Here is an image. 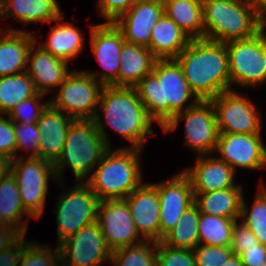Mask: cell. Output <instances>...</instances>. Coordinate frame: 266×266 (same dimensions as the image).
<instances>
[{"label":"cell","mask_w":266,"mask_h":266,"mask_svg":"<svg viewBox=\"0 0 266 266\" xmlns=\"http://www.w3.org/2000/svg\"><path fill=\"white\" fill-rule=\"evenodd\" d=\"M33 32L8 28L0 34V77L26 72Z\"/></svg>","instance_id":"603a6c76"},{"label":"cell","mask_w":266,"mask_h":266,"mask_svg":"<svg viewBox=\"0 0 266 266\" xmlns=\"http://www.w3.org/2000/svg\"><path fill=\"white\" fill-rule=\"evenodd\" d=\"M99 112H103L104 119ZM94 121L108 148L111 144L106 125L130 143L128 148L142 149L145 137L154 133V121L140 101L135 87L105 86Z\"/></svg>","instance_id":"7a4b0ae2"},{"label":"cell","mask_w":266,"mask_h":266,"mask_svg":"<svg viewBox=\"0 0 266 266\" xmlns=\"http://www.w3.org/2000/svg\"><path fill=\"white\" fill-rule=\"evenodd\" d=\"M157 266H197L193 250L173 248L162 241L156 247Z\"/></svg>","instance_id":"74e56055"},{"label":"cell","mask_w":266,"mask_h":266,"mask_svg":"<svg viewBox=\"0 0 266 266\" xmlns=\"http://www.w3.org/2000/svg\"><path fill=\"white\" fill-rule=\"evenodd\" d=\"M134 4L135 0H98L97 5L99 15L103 16L106 22H115Z\"/></svg>","instance_id":"7bdbcfd3"},{"label":"cell","mask_w":266,"mask_h":266,"mask_svg":"<svg viewBox=\"0 0 266 266\" xmlns=\"http://www.w3.org/2000/svg\"><path fill=\"white\" fill-rule=\"evenodd\" d=\"M45 94L38 93L35 97H31L22 100L7 115L14 123L23 124H33L38 121L43 110L49 104V99L47 102H42V97ZM41 99V100H40Z\"/></svg>","instance_id":"8d00e7d4"},{"label":"cell","mask_w":266,"mask_h":266,"mask_svg":"<svg viewBox=\"0 0 266 266\" xmlns=\"http://www.w3.org/2000/svg\"><path fill=\"white\" fill-rule=\"evenodd\" d=\"M85 38L72 23H57L49 32L48 40L39 46L51 55L69 63L78 57Z\"/></svg>","instance_id":"f1b7e54d"},{"label":"cell","mask_w":266,"mask_h":266,"mask_svg":"<svg viewBox=\"0 0 266 266\" xmlns=\"http://www.w3.org/2000/svg\"><path fill=\"white\" fill-rule=\"evenodd\" d=\"M97 222L111 251L144 241L125 199L99 201Z\"/></svg>","instance_id":"9a60e30c"},{"label":"cell","mask_w":266,"mask_h":266,"mask_svg":"<svg viewBox=\"0 0 266 266\" xmlns=\"http://www.w3.org/2000/svg\"><path fill=\"white\" fill-rule=\"evenodd\" d=\"M108 149L94 120H74L68 130L61 156L54 163L57 179L70 166L76 180L85 182Z\"/></svg>","instance_id":"8992f818"},{"label":"cell","mask_w":266,"mask_h":266,"mask_svg":"<svg viewBox=\"0 0 266 266\" xmlns=\"http://www.w3.org/2000/svg\"><path fill=\"white\" fill-rule=\"evenodd\" d=\"M261 134L219 132L215 152L236 172L237 168L266 169V146Z\"/></svg>","instance_id":"2e32d148"},{"label":"cell","mask_w":266,"mask_h":266,"mask_svg":"<svg viewBox=\"0 0 266 266\" xmlns=\"http://www.w3.org/2000/svg\"><path fill=\"white\" fill-rule=\"evenodd\" d=\"M0 155L7 161L16 158L14 122L2 115H0Z\"/></svg>","instance_id":"60d3db41"},{"label":"cell","mask_w":266,"mask_h":266,"mask_svg":"<svg viewBox=\"0 0 266 266\" xmlns=\"http://www.w3.org/2000/svg\"><path fill=\"white\" fill-rule=\"evenodd\" d=\"M236 220L232 228V239L230 248L235 255H240L242 252L247 251L248 248L260 244L252 231L246 227L242 222L238 224Z\"/></svg>","instance_id":"b9f144b4"},{"label":"cell","mask_w":266,"mask_h":266,"mask_svg":"<svg viewBox=\"0 0 266 266\" xmlns=\"http://www.w3.org/2000/svg\"><path fill=\"white\" fill-rule=\"evenodd\" d=\"M104 87L86 71H71L49 103L75 120H94Z\"/></svg>","instance_id":"52a82bcc"},{"label":"cell","mask_w":266,"mask_h":266,"mask_svg":"<svg viewBox=\"0 0 266 266\" xmlns=\"http://www.w3.org/2000/svg\"><path fill=\"white\" fill-rule=\"evenodd\" d=\"M22 234L15 228L7 225H0V252L13 245Z\"/></svg>","instance_id":"bcb514c9"},{"label":"cell","mask_w":266,"mask_h":266,"mask_svg":"<svg viewBox=\"0 0 266 266\" xmlns=\"http://www.w3.org/2000/svg\"><path fill=\"white\" fill-rule=\"evenodd\" d=\"M149 117L161 129L179 112L200 100L191 91L176 59H156L151 73L135 86ZM193 99L187 105L189 99Z\"/></svg>","instance_id":"6da1fadb"},{"label":"cell","mask_w":266,"mask_h":266,"mask_svg":"<svg viewBox=\"0 0 266 266\" xmlns=\"http://www.w3.org/2000/svg\"><path fill=\"white\" fill-rule=\"evenodd\" d=\"M204 39L227 43L247 39L266 23L255 13L250 0H202Z\"/></svg>","instance_id":"5b68a950"},{"label":"cell","mask_w":266,"mask_h":266,"mask_svg":"<svg viewBox=\"0 0 266 266\" xmlns=\"http://www.w3.org/2000/svg\"><path fill=\"white\" fill-rule=\"evenodd\" d=\"M125 200L140 236L144 240L160 242V203L157 187L153 183L144 182Z\"/></svg>","instance_id":"ac0fdd59"},{"label":"cell","mask_w":266,"mask_h":266,"mask_svg":"<svg viewBox=\"0 0 266 266\" xmlns=\"http://www.w3.org/2000/svg\"><path fill=\"white\" fill-rule=\"evenodd\" d=\"M197 266H222L233 255L230 246H208L199 244L194 250Z\"/></svg>","instance_id":"ab89813d"},{"label":"cell","mask_w":266,"mask_h":266,"mask_svg":"<svg viewBox=\"0 0 266 266\" xmlns=\"http://www.w3.org/2000/svg\"><path fill=\"white\" fill-rule=\"evenodd\" d=\"M163 14V0L138 1L113 23L126 42L148 47L152 28Z\"/></svg>","instance_id":"d6986e66"},{"label":"cell","mask_w":266,"mask_h":266,"mask_svg":"<svg viewBox=\"0 0 266 266\" xmlns=\"http://www.w3.org/2000/svg\"><path fill=\"white\" fill-rule=\"evenodd\" d=\"M56 203L57 244L97 221L99 199L85 182H78L61 193Z\"/></svg>","instance_id":"8fae6325"},{"label":"cell","mask_w":266,"mask_h":266,"mask_svg":"<svg viewBox=\"0 0 266 266\" xmlns=\"http://www.w3.org/2000/svg\"><path fill=\"white\" fill-rule=\"evenodd\" d=\"M90 33L93 54L106 71L102 70L98 74L93 71L86 72L104 86L118 87L120 54L125 42L121 30L113 22H104L90 26Z\"/></svg>","instance_id":"5bb4252c"},{"label":"cell","mask_w":266,"mask_h":266,"mask_svg":"<svg viewBox=\"0 0 266 266\" xmlns=\"http://www.w3.org/2000/svg\"><path fill=\"white\" fill-rule=\"evenodd\" d=\"M157 187L160 203V241L173 229L186 209L195 202L190 179L183 173L164 182L153 183Z\"/></svg>","instance_id":"e0dca14e"},{"label":"cell","mask_w":266,"mask_h":266,"mask_svg":"<svg viewBox=\"0 0 266 266\" xmlns=\"http://www.w3.org/2000/svg\"><path fill=\"white\" fill-rule=\"evenodd\" d=\"M182 172L190 179L194 193L229 189L237 185V172L217 156L210 154L199 155L195 165Z\"/></svg>","instance_id":"ffe728a7"},{"label":"cell","mask_w":266,"mask_h":266,"mask_svg":"<svg viewBox=\"0 0 266 266\" xmlns=\"http://www.w3.org/2000/svg\"><path fill=\"white\" fill-rule=\"evenodd\" d=\"M194 195V203L199 212L233 220L240 219L244 196L242 185L237 184L234 188L194 193Z\"/></svg>","instance_id":"4316f807"},{"label":"cell","mask_w":266,"mask_h":266,"mask_svg":"<svg viewBox=\"0 0 266 266\" xmlns=\"http://www.w3.org/2000/svg\"><path fill=\"white\" fill-rule=\"evenodd\" d=\"M258 189L251 209H248L243 196L240 220L252 231L259 243L266 245V185L262 182Z\"/></svg>","instance_id":"e575fe53"},{"label":"cell","mask_w":266,"mask_h":266,"mask_svg":"<svg viewBox=\"0 0 266 266\" xmlns=\"http://www.w3.org/2000/svg\"><path fill=\"white\" fill-rule=\"evenodd\" d=\"M157 242L144 240L141 243L112 251L110 263L114 266H157Z\"/></svg>","instance_id":"836d02e7"},{"label":"cell","mask_w":266,"mask_h":266,"mask_svg":"<svg viewBox=\"0 0 266 266\" xmlns=\"http://www.w3.org/2000/svg\"><path fill=\"white\" fill-rule=\"evenodd\" d=\"M236 220L199 212V244L230 246L232 228ZM204 242V243H202Z\"/></svg>","instance_id":"d6a6232c"},{"label":"cell","mask_w":266,"mask_h":266,"mask_svg":"<svg viewBox=\"0 0 266 266\" xmlns=\"http://www.w3.org/2000/svg\"><path fill=\"white\" fill-rule=\"evenodd\" d=\"M19 266H61L59 245L53 250L47 244L44 246L36 241L28 242L23 247Z\"/></svg>","instance_id":"d590c367"},{"label":"cell","mask_w":266,"mask_h":266,"mask_svg":"<svg viewBox=\"0 0 266 266\" xmlns=\"http://www.w3.org/2000/svg\"><path fill=\"white\" fill-rule=\"evenodd\" d=\"M239 257L243 266H261L266 261V245L255 244L247 251L242 252Z\"/></svg>","instance_id":"f6af8a7d"},{"label":"cell","mask_w":266,"mask_h":266,"mask_svg":"<svg viewBox=\"0 0 266 266\" xmlns=\"http://www.w3.org/2000/svg\"><path fill=\"white\" fill-rule=\"evenodd\" d=\"M191 91L200 101H210L231 90L228 53L225 44L191 39L175 58Z\"/></svg>","instance_id":"3957f363"},{"label":"cell","mask_w":266,"mask_h":266,"mask_svg":"<svg viewBox=\"0 0 266 266\" xmlns=\"http://www.w3.org/2000/svg\"><path fill=\"white\" fill-rule=\"evenodd\" d=\"M184 120L185 145L199 155H208L216 150L219 130L211 101H199L192 107L177 113L163 128V132L175 131Z\"/></svg>","instance_id":"30bf717a"},{"label":"cell","mask_w":266,"mask_h":266,"mask_svg":"<svg viewBox=\"0 0 266 266\" xmlns=\"http://www.w3.org/2000/svg\"><path fill=\"white\" fill-rule=\"evenodd\" d=\"M37 42L35 37V42L28 52L26 72L34 82L36 90L47 95L53 91L52 88L55 89L63 83L69 73V63L36 46Z\"/></svg>","instance_id":"44dd1931"},{"label":"cell","mask_w":266,"mask_h":266,"mask_svg":"<svg viewBox=\"0 0 266 266\" xmlns=\"http://www.w3.org/2000/svg\"><path fill=\"white\" fill-rule=\"evenodd\" d=\"M15 177L25 210L35 219L43 214L48 193L49 178L58 180L54 164L42 158L21 154L9 161L8 169Z\"/></svg>","instance_id":"9c48e42d"},{"label":"cell","mask_w":266,"mask_h":266,"mask_svg":"<svg viewBox=\"0 0 266 266\" xmlns=\"http://www.w3.org/2000/svg\"><path fill=\"white\" fill-rule=\"evenodd\" d=\"M39 92L27 72L0 77V115H8L22 100Z\"/></svg>","instance_id":"4dcf8cb0"},{"label":"cell","mask_w":266,"mask_h":266,"mask_svg":"<svg viewBox=\"0 0 266 266\" xmlns=\"http://www.w3.org/2000/svg\"><path fill=\"white\" fill-rule=\"evenodd\" d=\"M59 248L61 266H101L110 263L112 255L97 221L66 238Z\"/></svg>","instance_id":"4fadbf2b"},{"label":"cell","mask_w":266,"mask_h":266,"mask_svg":"<svg viewBox=\"0 0 266 266\" xmlns=\"http://www.w3.org/2000/svg\"><path fill=\"white\" fill-rule=\"evenodd\" d=\"M73 119L54 108L50 103L36 122L41 134L39 140V158L53 164L61 156L68 130Z\"/></svg>","instance_id":"7402d4cb"},{"label":"cell","mask_w":266,"mask_h":266,"mask_svg":"<svg viewBox=\"0 0 266 266\" xmlns=\"http://www.w3.org/2000/svg\"><path fill=\"white\" fill-rule=\"evenodd\" d=\"M266 25L254 36L225 43L232 85L256 87L266 82Z\"/></svg>","instance_id":"ba28073f"},{"label":"cell","mask_w":266,"mask_h":266,"mask_svg":"<svg viewBox=\"0 0 266 266\" xmlns=\"http://www.w3.org/2000/svg\"><path fill=\"white\" fill-rule=\"evenodd\" d=\"M255 13L266 23V0H250Z\"/></svg>","instance_id":"7dc6e473"},{"label":"cell","mask_w":266,"mask_h":266,"mask_svg":"<svg viewBox=\"0 0 266 266\" xmlns=\"http://www.w3.org/2000/svg\"><path fill=\"white\" fill-rule=\"evenodd\" d=\"M190 40L188 35L164 13L152 28L147 48L156 59H175Z\"/></svg>","instance_id":"d4e9b609"},{"label":"cell","mask_w":266,"mask_h":266,"mask_svg":"<svg viewBox=\"0 0 266 266\" xmlns=\"http://www.w3.org/2000/svg\"><path fill=\"white\" fill-rule=\"evenodd\" d=\"M164 13L190 39H204L202 0H163Z\"/></svg>","instance_id":"f546056e"},{"label":"cell","mask_w":266,"mask_h":266,"mask_svg":"<svg viewBox=\"0 0 266 266\" xmlns=\"http://www.w3.org/2000/svg\"><path fill=\"white\" fill-rule=\"evenodd\" d=\"M23 214L32 217L22 204L14 175L7 170L0 178V225L11 226L25 235L29 227V218L23 221Z\"/></svg>","instance_id":"83f0119b"},{"label":"cell","mask_w":266,"mask_h":266,"mask_svg":"<svg viewBox=\"0 0 266 266\" xmlns=\"http://www.w3.org/2000/svg\"><path fill=\"white\" fill-rule=\"evenodd\" d=\"M9 169V161L3 158L0 155V178L7 172Z\"/></svg>","instance_id":"681fc988"},{"label":"cell","mask_w":266,"mask_h":266,"mask_svg":"<svg viewBox=\"0 0 266 266\" xmlns=\"http://www.w3.org/2000/svg\"><path fill=\"white\" fill-rule=\"evenodd\" d=\"M199 209L194 203L184 211L176 226L162 239L173 248L194 250L199 245Z\"/></svg>","instance_id":"1f68e13d"},{"label":"cell","mask_w":266,"mask_h":266,"mask_svg":"<svg viewBox=\"0 0 266 266\" xmlns=\"http://www.w3.org/2000/svg\"><path fill=\"white\" fill-rule=\"evenodd\" d=\"M142 149L108 148L85 181L100 201L125 199L143 183L139 156Z\"/></svg>","instance_id":"277c9868"},{"label":"cell","mask_w":266,"mask_h":266,"mask_svg":"<svg viewBox=\"0 0 266 266\" xmlns=\"http://www.w3.org/2000/svg\"><path fill=\"white\" fill-rule=\"evenodd\" d=\"M222 266H243L241 258L238 255H233L226 263Z\"/></svg>","instance_id":"c3c4849f"},{"label":"cell","mask_w":266,"mask_h":266,"mask_svg":"<svg viewBox=\"0 0 266 266\" xmlns=\"http://www.w3.org/2000/svg\"><path fill=\"white\" fill-rule=\"evenodd\" d=\"M22 235L8 249L0 252V266H18L22 257L23 247L29 242Z\"/></svg>","instance_id":"ee69618b"},{"label":"cell","mask_w":266,"mask_h":266,"mask_svg":"<svg viewBox=\"0 0 266 266\" xmlns=\"http://www.w3.org/2000/svg\"><path fill=\"white\" fill-rule=\"evenodd\" d=\"M120 56L118 87H135L143 77L152 72L156 61L147 47L126 41Z\"/></svg>","instance_id":"484cf974"},{"label":"cell","mask_w":266,"mask_h":266,"mask_svg":"<svg viewBox=\"0 0 266 266\" xmlns=\"http://www.w3.org/2000/svg\"><path fill=\"white\" fill-rule=\"evenodd\" d=\"M138 1H152V0H135V2H138Z\"/></svg>","instance_id":"f907efd6"},{"label":"cell","mask_w":266,"mask_h":266,"mask_svg":"<svg viewBox=\"0 0 266 266\" xmlns=\"http://www.w3.org/2000/svg\"><path fill=\"white\" fill-rule=\"evenodd\" d=\"M210 101L215 110L219 132L261 134V119L250 98L229 90Z\"/></svg>","instance_id":"7c38bea8"},{"label":"cell","mask_w":266,"mask_h":266,"mask_svg":"<svg viewBox=\"0 0 266 266\" xmlns=\"http://www.w3.org/2000/svg\"><path fill=\"white\" fill-rule=\"evenodd\" d=\"M0 18H12L24 25L63 19L57 0H0Z\"/></svg>","instance_id":"cb8c5ba5"},{"label":"cell","mask_w":266,"mask_h":266,"mask_svg":"<svg viewBox=\"0 0 266 266\" xmlns=\"http://www.w3.org/2000/svg\"><path fill=\"white\" fill-rule=\"evenodd\" d=\"M14 133L16 136V158H19L18 150L31 151L29 158H39V140L41 134L36 123L23 124L14 123Z\"/></svg>","instance_id":"f35d334b"}]
</instances>
